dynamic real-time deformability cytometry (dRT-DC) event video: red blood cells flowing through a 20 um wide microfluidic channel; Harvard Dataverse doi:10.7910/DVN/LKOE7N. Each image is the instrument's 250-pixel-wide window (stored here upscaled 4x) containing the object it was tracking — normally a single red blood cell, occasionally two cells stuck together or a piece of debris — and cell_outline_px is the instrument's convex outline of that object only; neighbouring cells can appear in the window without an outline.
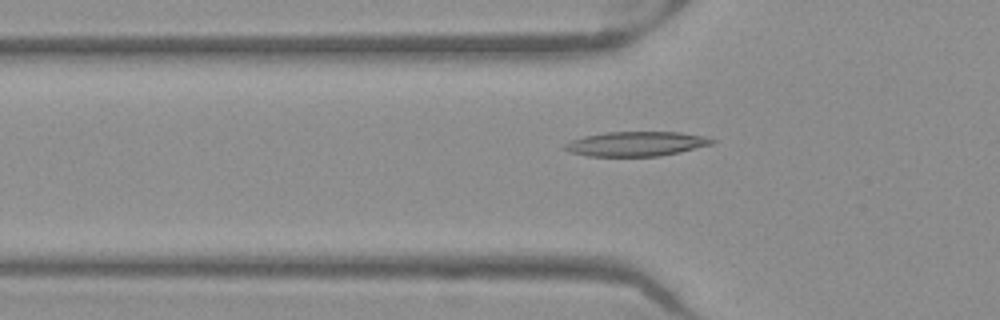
{"species": "Egyptian fruit bat (a non-hibernating species)", "species_latin": "Rousettus aegyptiacus", "temperature_condition": "warm", "stored_images_in_passage": 51, "camera_frame_rate_fps": 3000, "um_per_image_px": 0.085, "frame": {"image": 1, "passage_image": 17, "time_ms": 5.333, "image_size_px": [1000, 320], "cell_outline_px": [[716, 140], [712, 144], [680, 152], [660, 156], [588, 156], [568, 152], [560, 148], [564, 144], [572, 140], [584, 136], [604, 132], [680, 132], [704, 136]], "centroid_in_image_um": [54.03, 12.23], "position_along_channel_um": 71.8, "area_um2": 21.21}}
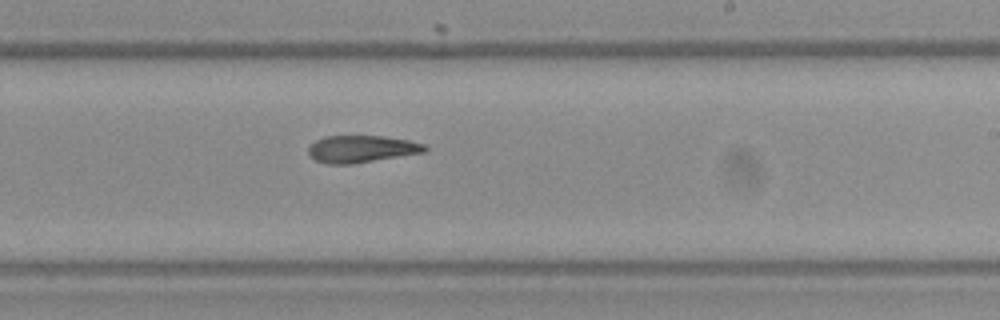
{"frame": {"image": 2, "passage_image": 31, "time_ms": 10.0, "image_size_px": [1000, 320], "cell_outline_px": [[428, 148], [424, 152], [352, 164], [328, 164], [316, 160], [308, 156], [308, 148], [316, 140], [324, 136], [384, 136], [408, 140], [424, 144]], "centroid_in_image_um": [30.7, 12.66], "position_along_channel_um": 258.3, "area_um2": 18.32}}
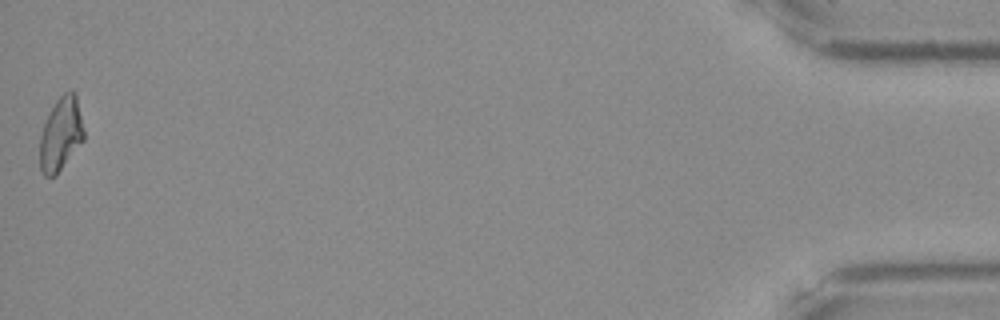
{"frame": {"image": 3, "passage_image": 51, "time_ms": 16.667, "image_size_px": [1000, 320], "cell_outline_px": [[84, 140], [56, 176], [44, 176], [40, 168], [40, 136], [44, 124], [56, 100], [64, 92], [72, 88], [76, 92], [84, 128]], "centroid_in_image_um": [5.2, 11.38], "position_along_channel_um": 430.0, "area_um2": 19.02}, "authors_computed_cell_mechanics": {"area_um2": 19.0162, "velocity_mm_per_s": 3.9817, "shape_relaxation_time_tau1_ms": null, "shape_relaxation_time_tau2_ms": 11.0201, "deformation_change_tau1": null, "deformation_change_tau2": 0.2254}}